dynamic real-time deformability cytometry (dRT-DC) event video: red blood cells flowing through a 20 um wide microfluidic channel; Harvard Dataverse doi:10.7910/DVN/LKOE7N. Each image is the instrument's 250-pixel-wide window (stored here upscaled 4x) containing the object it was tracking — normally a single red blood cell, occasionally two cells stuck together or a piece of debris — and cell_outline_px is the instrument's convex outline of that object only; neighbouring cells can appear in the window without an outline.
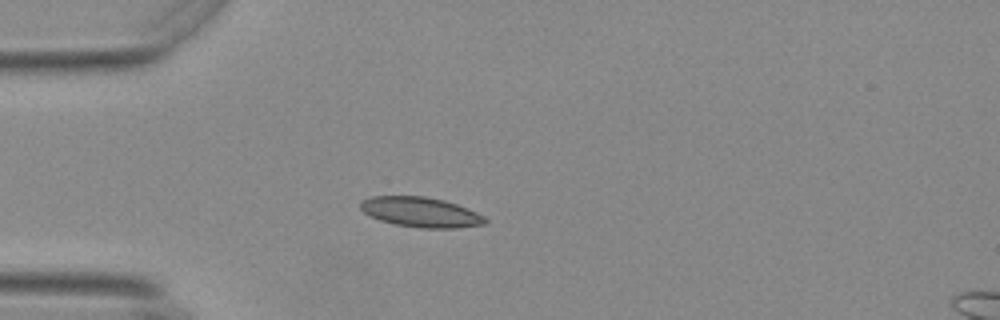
{"species": "Egyptian fruit bat (a non-hibernating species)", "species_latin": "Rousettus aegyptiacus", "temperature_condition": "warm", "stored_images_in_passage": 27, "camera_frame_rate_fps": 3000, "um_per_image_px": 0.085, "animal": {"sex": "female"}, "frame": {"image": 1, "passage_image": 1, "time_ms": 0.0, "image_size_px": [1000, 320], "cell_outline_px": [[488, 220], [484, 224], [456, 228], [420, 228], [396, 224], [380, 220], [364, 212], [360, 208], [360, 200], [372, 196], [424, 196], [444, 200], [468, 208], [484, 216]], "centroid_in_image_um": [35.76, 18.02], "position_along_channel_um": 49.2, "area_um2": 21.73}}
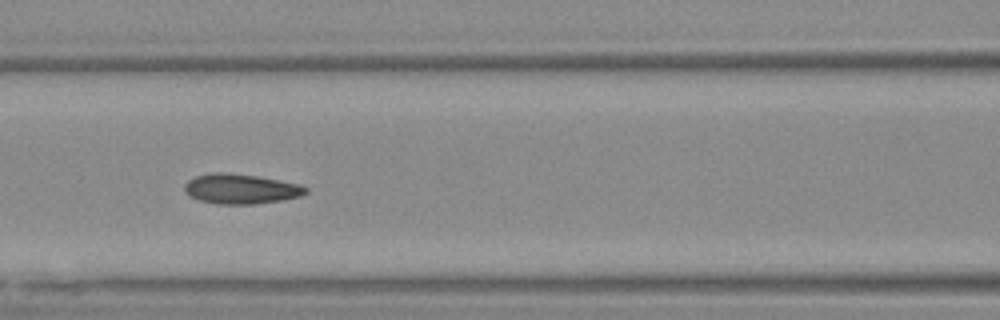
{"frame": {"image": 2, "passage_image": 10, "time_ms": 3.0, "image_size_px": [1000, 320], "cell_outline_px": [[308, 192], [300, 196], [284, 200], [256, 204], [216, 204], [200, 200], [188, 196], [184, 192], [184, 184], [188, 180], [196, 176], [212, 172], [224, 172], [256, 176], [296, 184], [308, 188]], "centroid_in_image_um": [20.42, 16.07], "position_along_channel_um": 146.2, "area_um2": 21.1}}
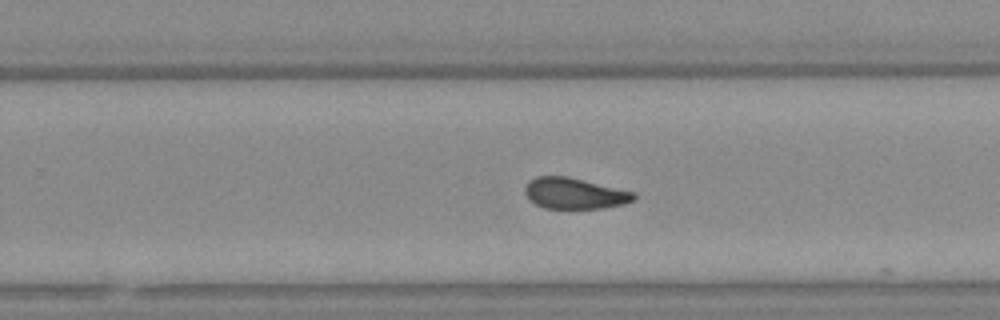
{"frame": {"image": 3, "passage_image": 21, "time_ms": 6.667, "image_size_px": [1000, 320], "cell_outline_px": [[636, 200], [624, 204], [604, 208], [544, 208], [528, 200], [524, 192], [524, 188], [528, 180], [536, 176], [568, 176], [636, 192]], "centroid_in_image_um": [48.83, 16.43], "position_along_channel_um": 281.0, "area_um2": 20.0}}